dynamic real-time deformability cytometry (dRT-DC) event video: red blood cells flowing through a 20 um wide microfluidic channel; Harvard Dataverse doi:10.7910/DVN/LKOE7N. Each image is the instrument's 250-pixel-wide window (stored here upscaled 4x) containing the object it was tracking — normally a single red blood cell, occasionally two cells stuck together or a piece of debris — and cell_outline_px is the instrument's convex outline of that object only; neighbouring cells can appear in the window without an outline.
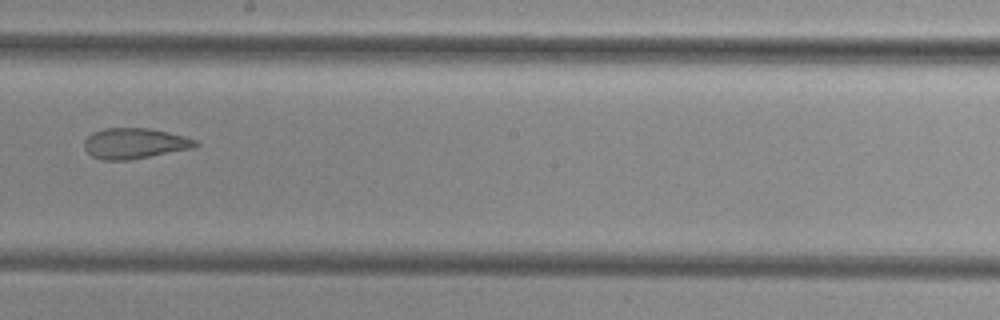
{"species": "common noctule bat (a hibernating species)", "species_latin": "Nyctalus noctula", "temperature_condition": "cold", "stored_images_in_passage": 10, "camera_frame_rate_fps": 3000, "um_per_image_px": 0.085, "animal": {"sex": "female", "body_mass_g": 29.2, "forearm_length_mm": 56.3}, "frame": {"image": 1, "passage_image": 9, "time_ms": 10.333, "image_size_px": [1000, 320], "cell_outline_px": [[200, 144], [192, 148], [128, 160], [100, 160], [92, 156], [84, 148], [84, 140], [92, 132], [104, 128], [148, 128], [168, 132], [184, 136], [196, 140]], "centroid_in_image_um": [11.41, 12.18], "position_along_channel_um": 236.8, "area_um2": 19.77}}
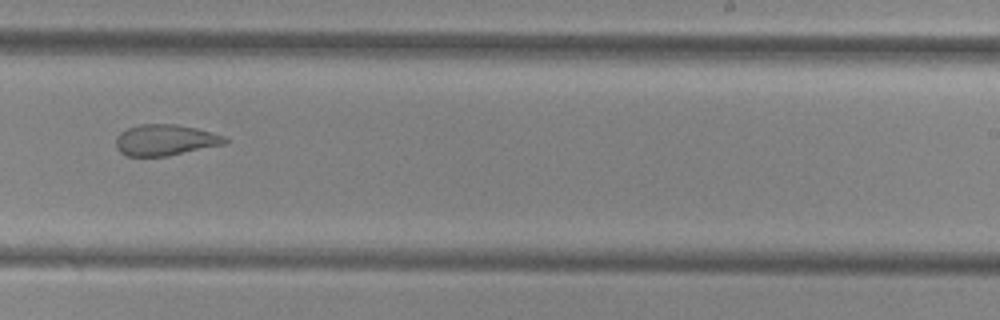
{"frame": {"image": 2, "passage_image": 10, "time_ms": 11.333, "image_size_px": [1000, 320], "cell_outline_px": [[228, 144], [168, 156], [128, 156], [120, 152], [116, 148], [116, 136], [120, 132], [128, 128], [140, 124], [176, 124], [196, 128], [212, 132], [224, 136], [228, 140]], "centroid_in_image_um": [14.07, 11.91], "position_along_channel_um": 274.9, "area_um2": 19.94}}